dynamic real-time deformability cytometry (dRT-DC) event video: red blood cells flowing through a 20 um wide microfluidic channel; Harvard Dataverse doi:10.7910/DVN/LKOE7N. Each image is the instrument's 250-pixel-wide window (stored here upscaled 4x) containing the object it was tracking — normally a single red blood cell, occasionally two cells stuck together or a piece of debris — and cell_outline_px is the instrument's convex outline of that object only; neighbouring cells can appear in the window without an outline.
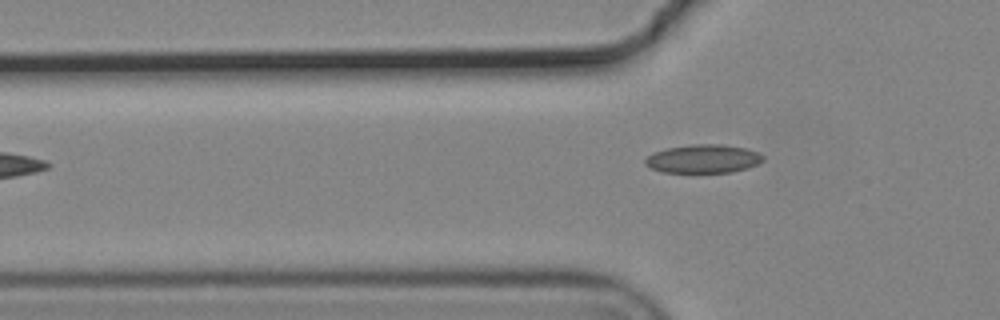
{"species": "common noctule bat (a hibernating species)", "species_latin": "Nyctalus noctula", "temperature_condition": "cold", "stored_images_in_passage": 4, "camera_frame_rate_fps": 3000, "um_per_image_px": 0.085, "animal": {"sex": "male", "body_mass_g": 19.2, "forearm_length_mm": 51.8}, "frame": {"image": 1, "passage_image": 4, "time_ms": 1.0, "image_size_px": [1000, 320], "cell_outline_px": [[764, 160], [748, 168], [732, 172], [664, 172], [652, 168], [644, 164], [644, 160], [652, 152], [668, 148], [688, 144], [720, 144], [744, 148], [756, 152], [764, 156]], "centroid_in_image_um": [59.75, 13.49], "position_along_channel_um": 66.0, "area_um2": 19.48}}